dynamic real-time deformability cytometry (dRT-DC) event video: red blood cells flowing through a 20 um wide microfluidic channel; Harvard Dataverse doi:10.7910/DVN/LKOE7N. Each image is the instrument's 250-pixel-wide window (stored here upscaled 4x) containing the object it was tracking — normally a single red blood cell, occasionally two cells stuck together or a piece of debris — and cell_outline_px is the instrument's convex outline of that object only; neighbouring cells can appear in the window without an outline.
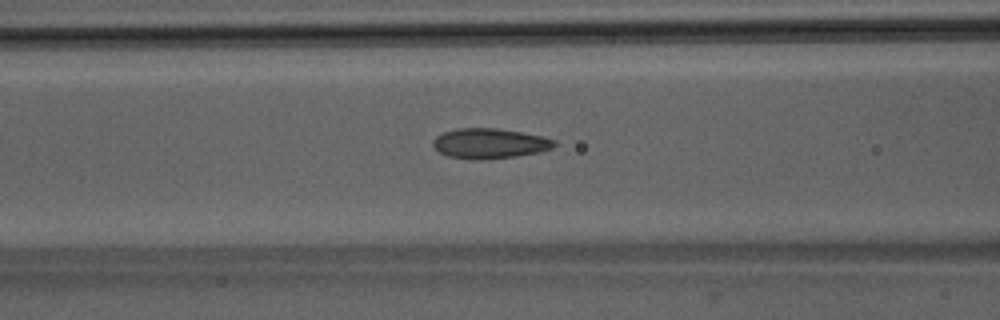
{"species": "Egyptian fruit bat (a non-hibernating species)", "species_latin": "Rousettus aegyptiacus", "temperature_condition": "room temperature", "stored_images_in_passage": 53, "camera_frame_rate_fps": 3000, "um_per_image_px": 0.085, "animal": {"sex": "male"}, "frame": {"image": 1, "passage_image": 22, "time_ms": 7.0, "image_size_px": [1000, 320], "cell_outline_px": [[556, 144], [552, 148], [540, 152], [516, 156], [488, 160], [472, 160], [448, 156], [440, 152], [432, 144], [432, 140], [436, 136], [444, 132], [460, 128], [496, 128], [520, 132], [540, 136], [556, 140]], "centroid_in_image_um": [41.61, 12.2], "position_along_channel_um": 125.0, "area_um2": 21.33}}
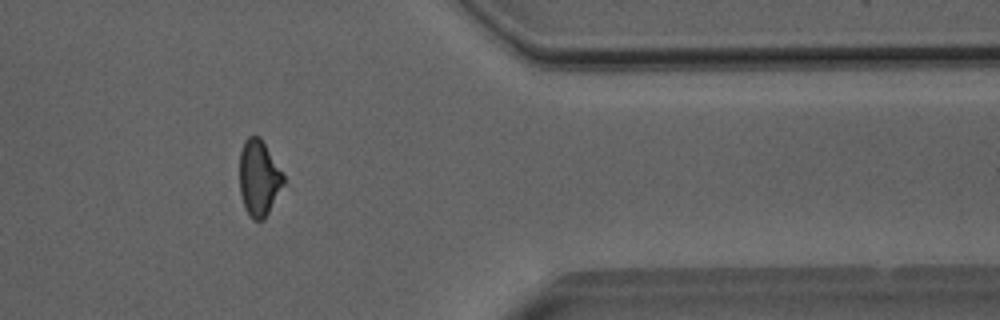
{"frame": {"image": 2, "passage_image": 43, "time_ms": 14.0, "image_size_px": [1000, 320], "cell_outline_px": [[284, 184], [264, 220], [252, 220], [248, 216], [244, 208], [240, 192], [240, 152], [244, 140], [248, 136], [260, 136], [284, 176]], "centroid_in_image_um": [21.98, 15.15], "position_along_channel_um": 389.4, "area_um2": 19.42}}
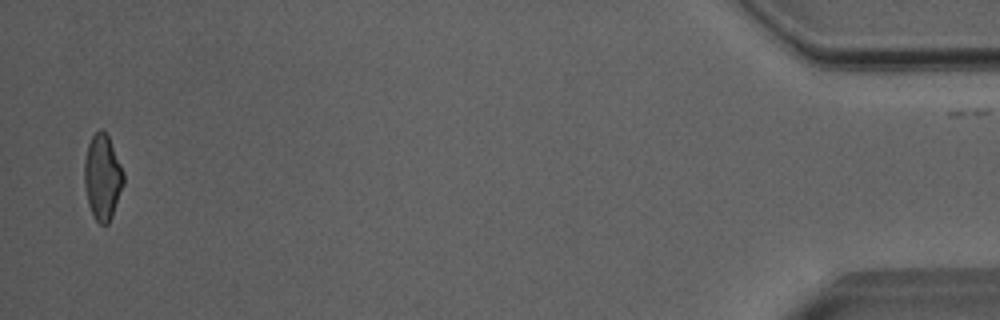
{"frame": {"image": 3, "passage_image": 51, "time_ms": 16.667, "image_size_px": [1000, 320], "cell_outline_px": [[124, 184], [112, 216], [108, 224], [100, 224], [96, 220], [88, 204], [84, 184], [84, 160], [88, 144], [92, 136], [100, 128], [108, 136], [124, 172]], "centroid_in_image_um": [8.71, 15.06], "position_along_channel_um": 426.5, "area_um2": 19.42}, "authors_computed_cell_mechanics": {"area_um2": 21.1548, "velocity_mm_per_s": 4.0331, "shape_relaxation_time_tau1_ms": 5.1034, "shape_relaxation_time_tau2_ms": 2.4777, "deformation_change_tau1": 0.1033, "deformation_change_tau2": 0.1103}}